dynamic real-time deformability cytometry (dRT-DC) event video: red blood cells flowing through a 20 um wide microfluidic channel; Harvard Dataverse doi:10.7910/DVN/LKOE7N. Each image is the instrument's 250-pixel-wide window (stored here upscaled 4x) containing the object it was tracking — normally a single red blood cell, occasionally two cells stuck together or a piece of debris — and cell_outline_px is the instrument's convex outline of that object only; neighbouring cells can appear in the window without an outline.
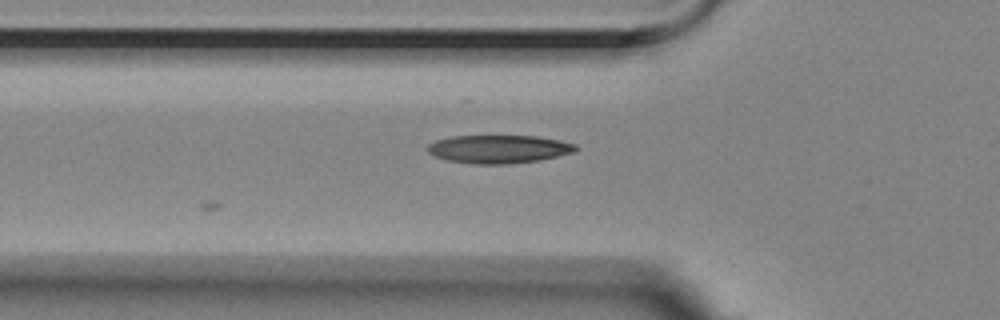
{"species": "Egyptian fruit bat (a non-hibernating species)", "species_latin": "Rousettus aegyptiacus", "temperature_condition": "room temperature", "stored_images_in_passage": 2, "camera_frame_rate_fps": 3000, "um_per_image_px": 0.085, "animal": {"sex": "female"}, "frame": {"image": 1, "passage_image": 2, "time_ms": 0.333, "image_size_px": [1000, 320], "cell_outline_px": [[580, 148], [576, 152], [540, 160], [508, 164], [472, 164], [448, 160], [436, 156], [428, 152], [428, 144], [436, 140], [452, 136], [536, 136], [560, 140], [576, 144]], "centroid_in_image_um": [42.45, 12.67], "position_along_channel_um": 83.4, "area_um2": 24.45}}